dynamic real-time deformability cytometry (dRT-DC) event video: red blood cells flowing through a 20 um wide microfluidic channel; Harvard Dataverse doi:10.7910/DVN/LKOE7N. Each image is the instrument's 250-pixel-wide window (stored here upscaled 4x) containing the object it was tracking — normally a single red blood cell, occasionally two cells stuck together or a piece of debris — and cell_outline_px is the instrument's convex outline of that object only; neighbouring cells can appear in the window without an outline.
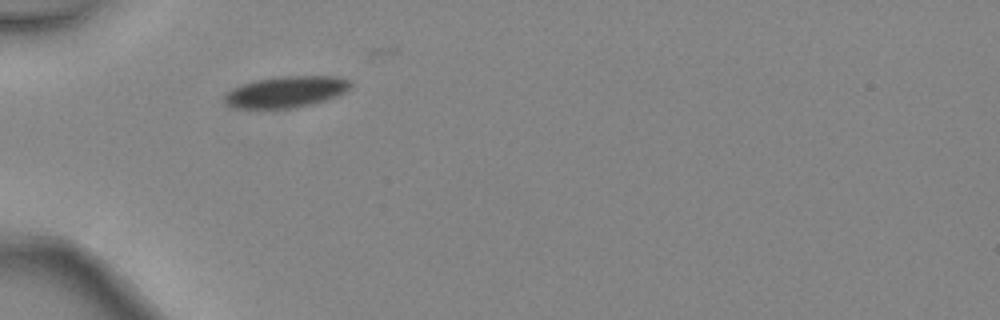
{"species": "common noctule bat (a hibernating species)", "species_latin": "Nyctalus noctula", "temperature_condition": "warm", "stored_images_in_passage": 2, "camera_frame_rate_fps": 3000, "um_per_image_px": 0.085, "animal": {"sex": "female", "body_mass_g": 24.6, "forearm_length_mm": 56.2}, "frame": {"image": 1, "passage_image": 1, "time_ms": 0.0, "image_size_px": [1000, 320], "cell_outline_px": [[352, 84], [344, 92], [336, 96], [312, 104], [296, 108], [236, 108], [228, 104], [224, 100], [224, 96], [228, 92], [244, 84], [260, 80], [280, 76], [340, 76], [348, 80]], "centroid_in_image_um": [24.36, 7.81], "position_along_channel_um": 60.6, "area_um2": 22.54}}
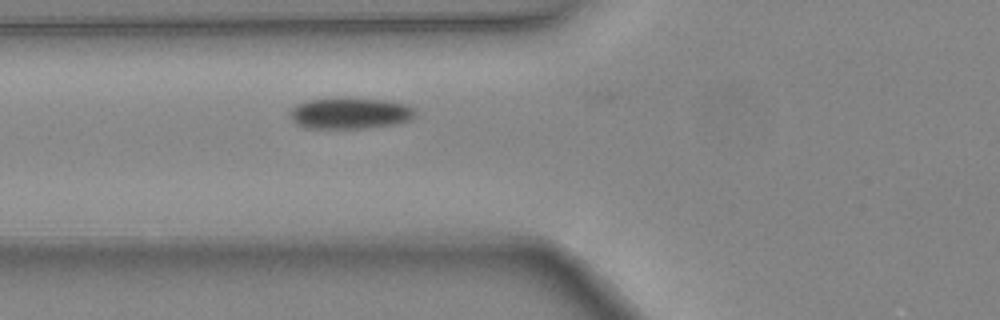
{"frame": {"image": 2, "passage_image": 2, "time_ms": 0.333, "image_size_px": [1000, 320], "cell_outline_px": [[416, 116], [412, 120], [396, 124], [368, 128], [308, 128], [296, 124], [292, 120], [288, 112], [296, 104], [304, 100], [348, 96], [384, 100], [408, 104], [416, 108]], "centroid_in_image_um": [29.78, 9.6], "position_along_channel_um": 96.0, "area_um2": 23.7}}